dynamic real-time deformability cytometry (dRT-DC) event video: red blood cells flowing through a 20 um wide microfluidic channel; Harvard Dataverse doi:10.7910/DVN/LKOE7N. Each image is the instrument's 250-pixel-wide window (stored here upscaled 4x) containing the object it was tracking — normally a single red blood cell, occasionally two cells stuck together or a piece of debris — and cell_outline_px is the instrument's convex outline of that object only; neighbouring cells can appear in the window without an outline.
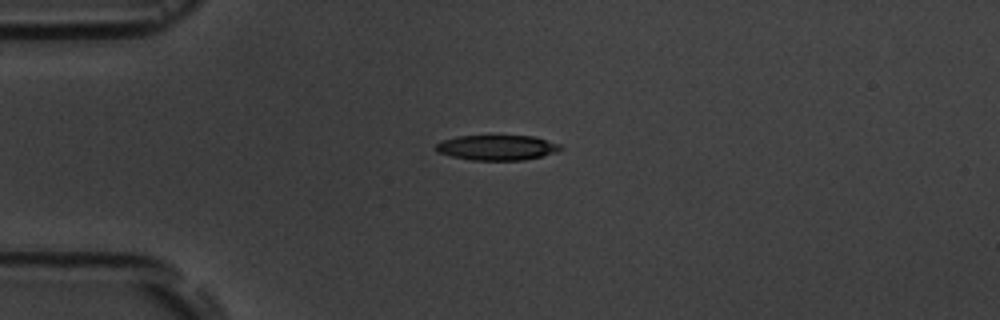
{"species": "common noctule bat (a hibernating species)", "species_latin": "Nyctalus noctula", "temperature_condition": "room temperature", "stored_images_in_passage": 2, "camera_frame_rate_fps": 3000, "um_per_image_px": 0.085, "animal": {"sex": "male", "body_mass_g": 19.5, "forearm_length_mm": 54.6}, "frame": {"image": 1, "passage_image": 1, "time_ms": 0.0, "image_size_px": [1000, 320], "cell_outline_px": [[564, 148], [556, 152], [524, 160], [472, 160], [452, 156], [436, 152], [436, 144], [440, 140], [456, 136], [536, 136], [560, 144]], "centroid_in_image_um": [42.24, 12.54], "position_along_channel_um": 42.8, "area_um2": 18.32}}